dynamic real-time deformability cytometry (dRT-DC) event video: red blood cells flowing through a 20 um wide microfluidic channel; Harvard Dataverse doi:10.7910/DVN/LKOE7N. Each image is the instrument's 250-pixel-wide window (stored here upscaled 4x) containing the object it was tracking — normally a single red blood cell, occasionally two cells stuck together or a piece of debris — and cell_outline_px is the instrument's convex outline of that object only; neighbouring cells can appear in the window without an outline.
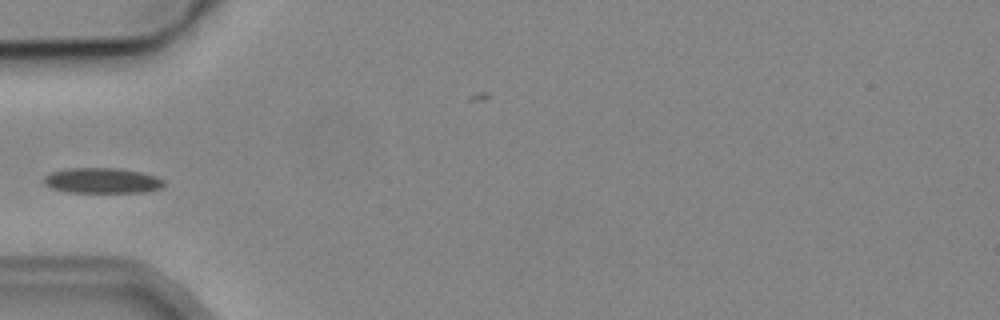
{"species": "common noctule bat (a hibernating species)", "species_latin": "Nyctalus noctula", "temperature_condition": "cold", "stored_images_in_passage": 5, "camera_frame_rate_fps": 3000, "um_per_image_px": 0.085, "animal": {"sex": "male", "body_mass_g": 19.2, "forearm_length_mm": 51.8}, "frame": {"image": 1, "passage_image": 4, "time_ms": 3.667, "image_size_px": [1000, 320], "cell_outline_px": [[164, 184], [160, 188], [148, 192], [68, 192], [52, 188], [44, 184], [40, 180], [44, 176], [52, 172], [68, 168], [120, 168], [140, 172], [156, 176], [164, 180]], "centroid_in_image_um": [8.66, 15.35], "position_along_channel_um": 76.3, "area_um2": 17.86}}